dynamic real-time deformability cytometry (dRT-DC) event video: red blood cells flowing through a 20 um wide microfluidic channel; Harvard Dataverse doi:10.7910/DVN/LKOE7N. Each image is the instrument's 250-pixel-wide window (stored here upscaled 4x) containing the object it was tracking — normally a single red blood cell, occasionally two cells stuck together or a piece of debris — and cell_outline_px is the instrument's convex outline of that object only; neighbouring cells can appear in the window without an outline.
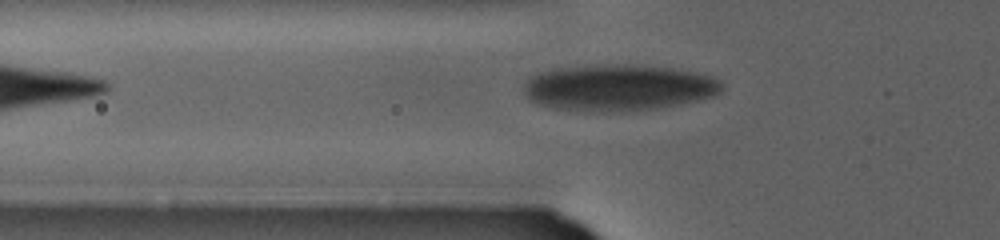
{"species": "human", "species_latin": "Homo sapiens", "temperature_condition": "warm", "stored_images_in_passage": 58, "camera_frame_rate_fps": 3000, "um_per_image_px": 0.085, "donor": {"sex": "female"}, "frame": {"image": 1, "passage_image": 4, "time_ms": 1.0, "image_size_px": [1000, 240], "cell_outline_px": [[708, 84], [704, 88], [696, 92], [656, 96], [564, 96], [540, 92], [536, 88], [536, 84], [544, 80], [556, 76], [596, 72], [644, 72], [676, 76], [696, 80]], "centroid_in_image_um": [52.6, 7.2], "position_along_channel_um": 73.2, "area_um2": 24.22}}
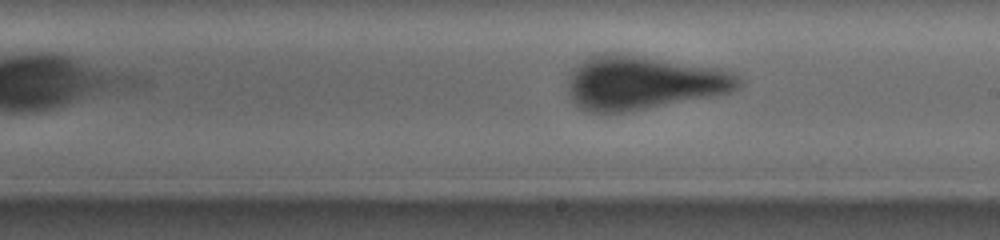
{"frame": {"image": 2, "passage_image": 26, "time_ms": 8.333, "image_size_px": [1000, 240], "cell_outline_px": [[724, 84], [716, 88], [632, 100], [596, 100], [588, 96], [584, 92], [580, 84], [584, 76], [592, 68], [612, 64], [632, 64], [704, 76], [720, 80]], "centroid_in_image_um": [54.48, 7.01], "position_along_channel_um": 234.5, "area_um2": 25.89}}
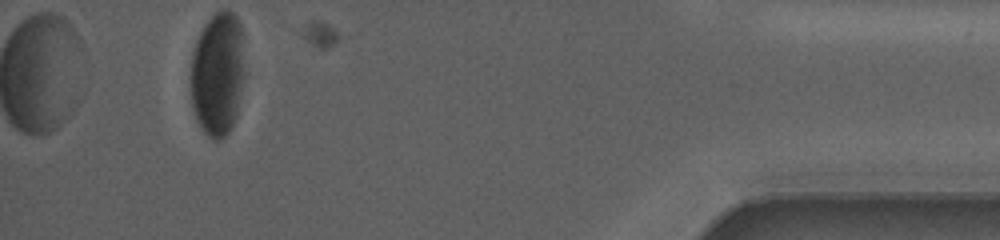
{"frame": {"image": 3, "passage_image": 58, "time_ms": 19.0, "image_size_px": [1000, 240], "cell_outline_px": [[232, 76], [224, 128], [220, 132], [212, 132], [204, 124], [200, 116], [196, 104], [192, 84], [192, 80], [196, 52], [200, 40], [208, 24], [216, 16], [228, 16]], "centroid_in_image_um": [18.14, 6.29], "position_along_channel_um": 417.1, "area_um2": 25.09}}